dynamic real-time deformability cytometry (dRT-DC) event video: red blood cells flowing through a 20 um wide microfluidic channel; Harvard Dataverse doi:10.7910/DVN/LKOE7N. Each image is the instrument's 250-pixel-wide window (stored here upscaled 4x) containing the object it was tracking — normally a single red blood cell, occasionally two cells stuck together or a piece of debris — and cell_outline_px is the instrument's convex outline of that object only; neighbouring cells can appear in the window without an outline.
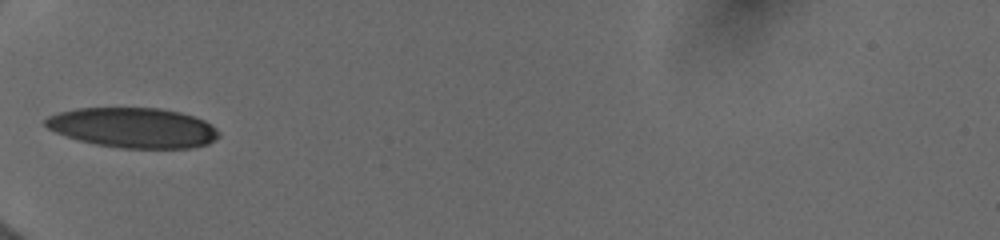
{"species": "human", "species_latin": "Homo sapiens", "temperature_condition": "cold", "stored_images_in_passage": 11, "camera_frame_rate_fps": 3000, "um_per_image_px": 0.085, "donor": {"sex": "female"}, "frame": {"image": 1, "passage_image": 10, "time_ms": 7.333, "image_size_px": [1000, 240], "cell_outline_px": [[220, 136], [208, 144], [192, 148], [120, 148], [96, 144], [80, 140], [56, 132], [48, 128], [44, 124], [44, 120], [48, 116], [60, 112], [76, 108], [160, 108], [180, 112], [204, 120], [216, 128], [220, 132]], "centroid_in_image_um": [11.35, 10.85], "position_along_channel_um": 73.7, "area_um2": 40.4}}